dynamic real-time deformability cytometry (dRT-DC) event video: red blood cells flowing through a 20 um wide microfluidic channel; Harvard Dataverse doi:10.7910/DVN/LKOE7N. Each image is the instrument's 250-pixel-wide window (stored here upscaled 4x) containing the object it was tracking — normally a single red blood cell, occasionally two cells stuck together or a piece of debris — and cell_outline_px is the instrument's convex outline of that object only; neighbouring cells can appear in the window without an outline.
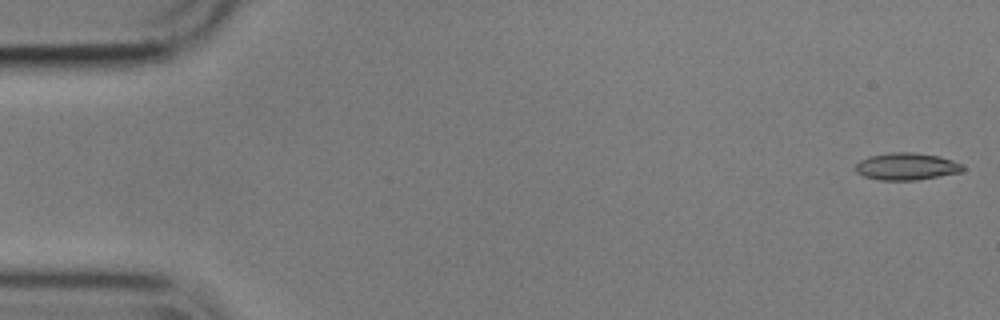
{"species": "common noctule bat (a hibernating species)", "species_latin": "Nyctalus noctula", "temperature_condition": "cold", "stored_images_in_passage": 55, "camera_frame_rate_fps": 3000, "um_per_image_px": 0.085, "animal": {"sex": "male", "body_mass_g": 17.9}, "frame": {"image": 1, "passage_image": 1, "time_ms": 0.0, "image_size_px": [1000, 320], "cell_outline_px": [[964, 168], [960, 172], [940, 176], [916, 180], [880, 180], [864, 176], [856, 172], [856, 164], [860, 160], [868, 156], [896, 152], [912, 152], [940, 156], [952, 160], [960, 164]], "centroid_in_image_um": [77.04, 14.15], "position_along_channel_um": 8.0, "area_um2": 16.82}}
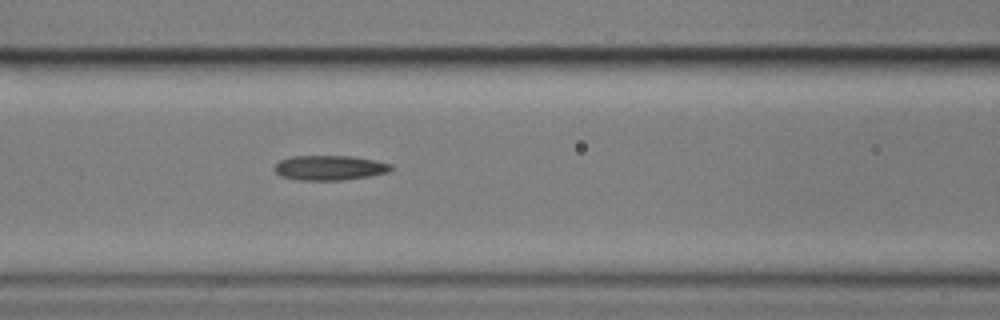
{"frame": {"image": 2, "passage_image": 23, "time_ms": 7.333, "image_size_px": [1000, 320], "cell_outline_px": [[392, 168], [388, 172], [368, 176], [344, 180], [296, 180], [280, 176], [272, 168], [280, 160], [292, 156], [352, 156], [392, 164]], "centroid_in_image_um": [27.97, 14.26], "position_along_channel_um": 138.6, "area_um2": 16.82}}
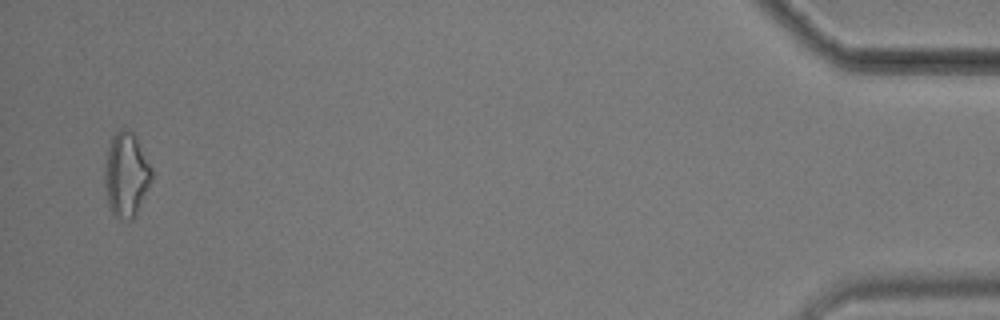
{"frame": {"image": 3, "passage_image": 54, "time_ms": 17.667, "image_size_px": [1000, 320], "cell_outline_px": [[152, 180], [132, 220], [124, 220], [116, 216], [112, 212], [108, 204], [104, 184], [104, 176], [108, 148], [112, 136], [120, 128], [124, 128], [132, 132], [136, 136], [152, 168]], "centroid_in_image_um": [10.73, 14.83], "position_along_channel_um": 424.5, "area_um2": 22.95}, "authors_computed_cell_mechanics": {"area_um2": 17.2244, "velocity_mm_per_s": 3.5748, "shape_relaxation_time_tau1_ms": null, "shape_relaxation_time_tau2_ms": 8.8983, "deformation_change_tau1": null, "deformation_change_tau2": 0.2119}}